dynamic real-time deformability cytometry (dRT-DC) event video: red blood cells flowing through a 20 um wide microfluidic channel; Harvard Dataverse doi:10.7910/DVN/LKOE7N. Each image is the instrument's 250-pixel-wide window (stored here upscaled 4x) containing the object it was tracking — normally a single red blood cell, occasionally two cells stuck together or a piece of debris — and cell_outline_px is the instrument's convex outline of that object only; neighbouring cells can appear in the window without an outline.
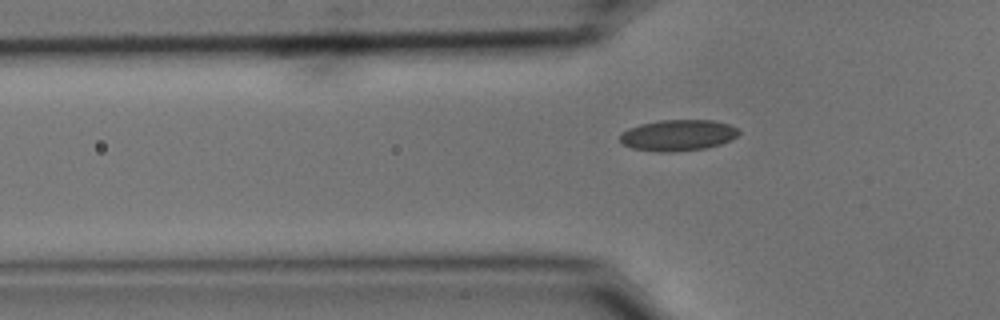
{"species": "common noctule bat (a hibernating species)", "species_latin": "Nyctalus noctula", "temperature_condition": "cold", "stored_images_in_passage": 14, "camera_frame_rate_fps": 3000, "um_per_image_px": 0.085, "animal": {"sex": "male", "body_mass_g": 15.6}, "frame": {"image": 1, "passage_image": 9, "time_ms": 2.667, "image_size_px": [1000, 320], "cell_outline_px": [[740, 132], [732, 140], [720, 144], [704, 148], [672, 152], [660, 152], [632, 148], [624, 144], [620, 140], [620, 136], [628, 128], [640, 124], [660, 120], [712, 120], [728, 124], [736, 128]], "centroid_in_image_um": [57.63, 11.49], "position_along_channel_um": 68.2, "area_um2": 21.39}}